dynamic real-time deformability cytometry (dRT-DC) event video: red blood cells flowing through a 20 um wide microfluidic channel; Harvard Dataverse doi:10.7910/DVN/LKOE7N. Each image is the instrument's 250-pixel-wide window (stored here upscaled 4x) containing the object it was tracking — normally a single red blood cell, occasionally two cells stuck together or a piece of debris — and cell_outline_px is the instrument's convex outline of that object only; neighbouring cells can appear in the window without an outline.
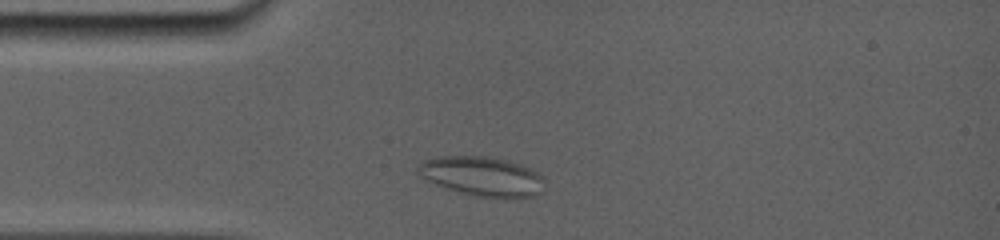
{"species": "common noctule bat (a hibernating species)", "species_latin": "Nyctalus noctula", "temperature_condition": "room temperature", "stored_images_in_passage": 41, "camera_frame_rate_fps": 5000, "um_per_image_px": 0.085, "animal": {"sex": "female", "body_mass_g": 19.0, "forearm_length_mm": 56.7}, "frame": {"image": 1, "passage_image": 5, "time_ms": 1.0, "image_size_px": [1000, 240], "cell_outline_px": [[544, 192], [536, 196], [520, 200], [504, 200], [472, 196], [456, 192], [444, 188], [424, 180], [416, 172], [416, 168], [420, 164], [428, 160], [440, 156], [476, 156], [504, 160], [528, 168], [544, 176]], "centroid_in_image_um": [41.02, 15.07], "position_along_channel_um": 44.0, "area_um2": 29.94}}
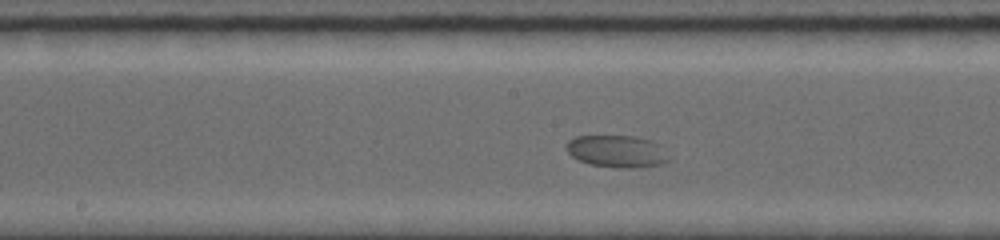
{"frame": {"image": 2, "passage_image": 25, "time_ms": 5.6, "image_size_px": [1000, 240], "cell_outline_px": [[668, 160], [660, 164], [632, 168], [628, 168], [588, 164], [572, 156], [568, 152], [568, 144], [576, 136], [632, 136], [644, 140]], "centroid_in_image_um": [52.26, 12.88], "position_along_channel_um": 195.9, "area_um2": 17.63}}
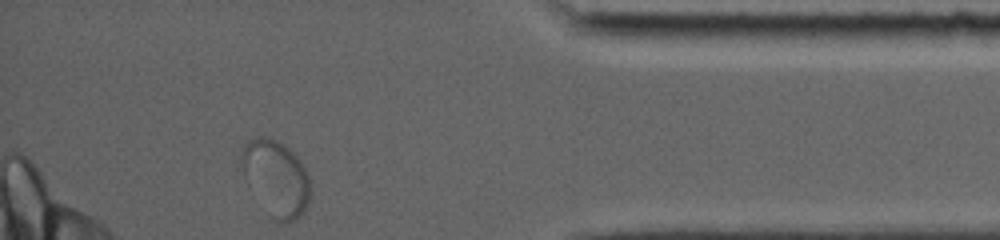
{"frame": {"image": 3, "passage_image": 41, "time_ms": 12.2, "image_size_px": [1000, 240], "cell_outline_px": [[308, 204], [304, 212], [296, 220], [288, 224], [276, 220], [244, 176], [240, 156], [244, 144], [248, 140], [264, 136], [268, 136], [284, 144], [300, 160], [308, 176]], "centroid_in_image_um": [23.47, 15.09], "position_along_channel_um": 411.7, "area_um2": 29.36}}